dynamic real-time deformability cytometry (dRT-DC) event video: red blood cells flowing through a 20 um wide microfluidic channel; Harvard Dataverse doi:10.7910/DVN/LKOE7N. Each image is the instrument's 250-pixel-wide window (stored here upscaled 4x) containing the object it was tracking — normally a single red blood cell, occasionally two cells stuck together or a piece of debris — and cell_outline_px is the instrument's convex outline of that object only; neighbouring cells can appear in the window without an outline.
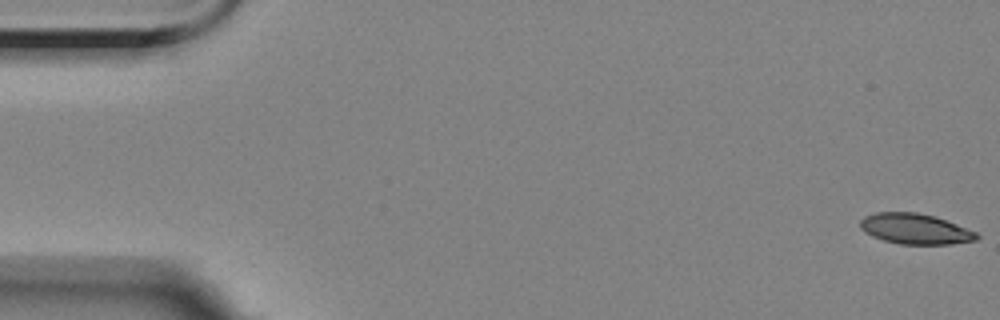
{"species": "Egyptian fruit bat (a non-hibernating species)", "species_latin": "Rousettus aegyptiacus", "temperature_condition": "room temperature", "stored_images_in_passage": 4, "camera_frame_rate_fps": 3000, "um_per_image_px": 0.085, "animal": {"sex": "female"}, "frame": {"image": 1, "passage_image": 1, "time_ms": 0.0, "image_size_px": [1000, 320], "cell_outline_px": [[980, 236], [976, 240], [952, 244], [900, 244], [884, 240], [872, 236], [864, 232], [860, 228], [860, 220], [864, 216], [876, 212], [916, 212], [936, 216], [976, 232]], "centroid_in_image_um": [77.77, 19.45], "position_along_channel_um": 7.2, "area_um2": 20.75}}